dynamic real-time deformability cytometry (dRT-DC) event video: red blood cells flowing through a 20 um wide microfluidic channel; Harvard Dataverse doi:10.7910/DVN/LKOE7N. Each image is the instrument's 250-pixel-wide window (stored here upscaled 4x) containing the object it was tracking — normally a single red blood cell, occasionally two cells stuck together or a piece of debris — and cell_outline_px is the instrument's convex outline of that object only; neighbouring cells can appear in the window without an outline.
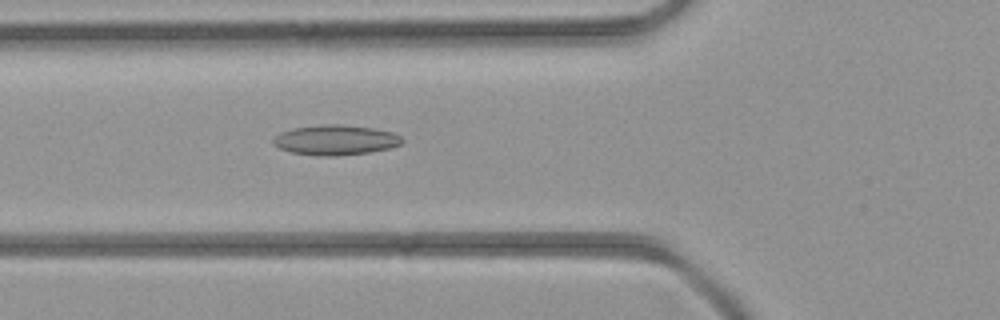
{"species": "common noctule bat (a hibernating species)", "species_latin": "Nyctalus noctula", "temperature_condition": "room temperature", "stored_images_in_passage": 43, "camera_frame_rate_fps": 3000, "um_per_image_px": 0.085, "animal": {"sex": "female", "body_mass_g": 21.9}, "frame": {"image": 1, "passage_image": 15, "time_ms": 4.667, "image_size_px": [1000, 320], "cell_outline_px": [[404, 140], [400, 144], [388, 148], [368, 152], [336, 156], [316, 156], [292, 152], [280, 148], [272, 144], [272, 140], [280, 132], [292, 128], [328, 124], [340, 124], [372, 128], [392, 132], [400, 136]], "centroid_in_image_um": [28.49, 11.9], "position_along_channel_um": 97.3, "area_um2": 22.43}}
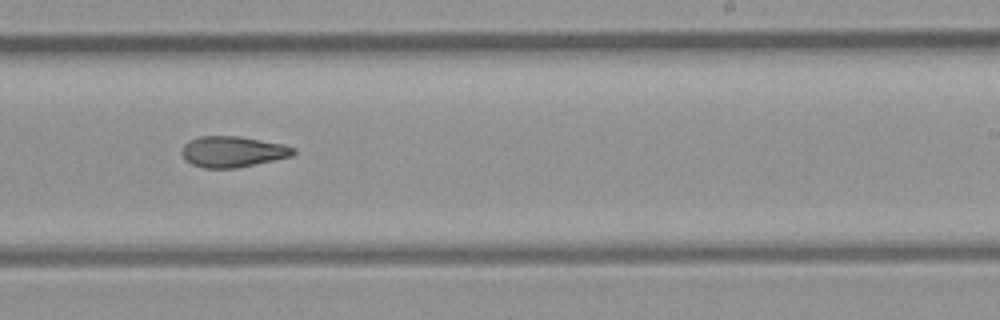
{"frame": {"image": 2, "passage_image": 26, "time_ms": 8.333, "image_size_px": [1000, 320], "cell_outline_px": [[296, 152], [292, 156], [236, 168], [204, 168], [192, 164], [184, 160], [180, 152], [184, 144], [188, 140], [200, 136], [240, 136], [284, 144], [296, 148]], "centroid_in_image_um": [19.76, 12.88], "position_along_channel_um": 269.2, "area_um2": 20.29}}
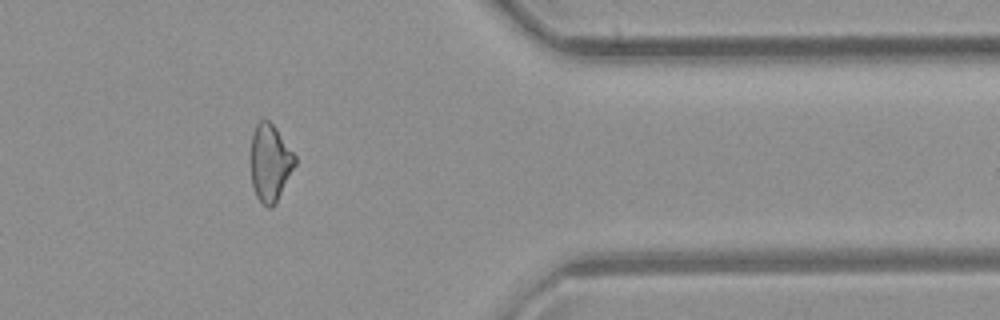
{"frame": {"image": 3, "passage_image": 35, "time_ms": 11.333, "image_size_px": [1000, 320], "cell_outline_px": [[296, 164], [276, 204], [272, 208], [268, 208], [256, 196], [252, 184], [252, 132], [256, 124], [260, 120], [268, 120], [276, 128], [296, 156]], "centroid_in_image_um": [22.98, 13.85], "position_along_channel_um": 388.4, "area_um2": 19.71}}